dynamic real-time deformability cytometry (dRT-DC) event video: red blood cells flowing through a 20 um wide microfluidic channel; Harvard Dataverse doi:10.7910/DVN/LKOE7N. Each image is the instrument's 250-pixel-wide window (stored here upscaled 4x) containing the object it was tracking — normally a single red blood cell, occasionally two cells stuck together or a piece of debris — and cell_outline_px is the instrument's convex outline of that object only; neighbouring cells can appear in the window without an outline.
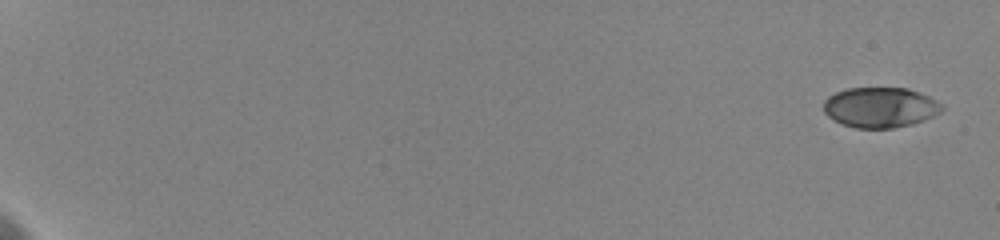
{"species": "human", "species_latin": "Homo sapiens", "temperature_condition": "cold", "stored_images_in_passage": 12, "camera_frame_rate_fps": 3000, "um_per_image_px": 0.085, "donor": {"sex": "female"}, "frame": {"image": 1, "passage_image": 1, "time_ms": 0.0, "image_size_px": [1000, 240], "cell_outline_px": [[944, 108], [940, 112], [924, 120], [912, 124], [892, 128], [856, 128], [844, 124], [828, 116], [824, 112], [824, 100], [828, 96], [836, 92], [848, 88], [908, 88], [928, 96], [944, 104]], "centroid_in_image_um": [74.84, 9.12], "position_along_channel_um": 10.2, "area_um2": 27.69}}
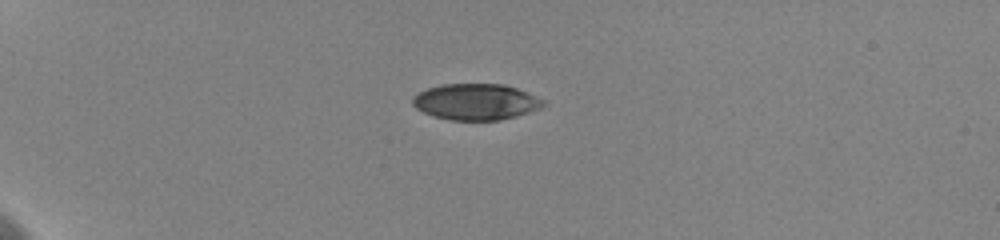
{"frame": {"image": 2, "passage_image": 6, "time_ms": 5.333, "image_size_px": [1000, 240], "cell_outline_px": [[548, 104], [540, 108], [516, 116], [500, 120], [448, 120], [432, 116], [416, 108], [412, 104], [412, 96], [428, 88], [440, 84], [504, 84], [528, 92], [544, 100]], "centroid_in_image_um": [40.45, 8.65], "position_along_channel_um": 44.6, "area_um2": 27.69}}
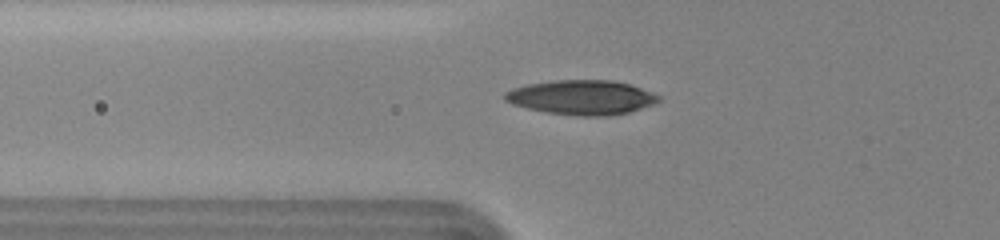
{"frame": {"image": 3, "passage_image": 8, "time_ms": 7.667, "image_size_px": [1000, 240], "cell_outline_px": [[660, 100], [652, 104], [628, 112], [608, 116], [580, 116], [548, 112], [528, 108], [512, 104], [504, 100], [504, 92], [528, 84], [556, 80], [612, 80], [628, 84], [652, 92], [660, 96]], "centroid_in_image_um": [49.43, 8.28], "position_along_channel_um": 76.4, "area_um2": 30.58}}